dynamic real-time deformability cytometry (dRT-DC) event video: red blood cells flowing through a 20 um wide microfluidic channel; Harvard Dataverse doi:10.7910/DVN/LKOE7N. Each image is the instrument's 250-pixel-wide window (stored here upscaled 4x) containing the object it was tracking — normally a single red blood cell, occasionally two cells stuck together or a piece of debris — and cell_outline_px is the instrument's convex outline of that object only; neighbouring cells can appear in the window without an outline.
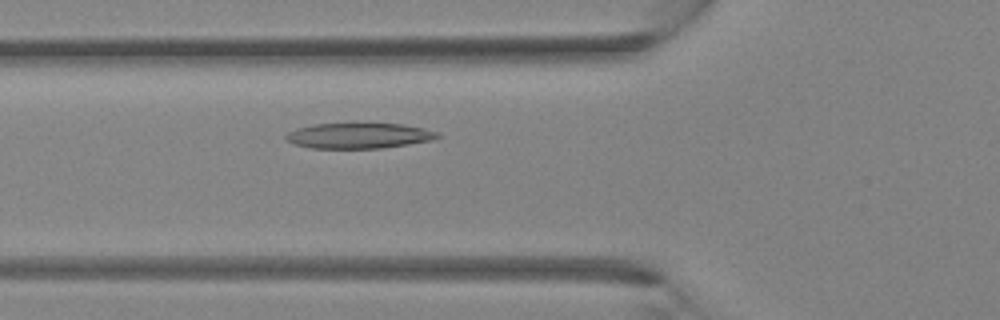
{"species": "Egyptian fruit bat (a non-hibernating species)", "species_latin": "Rousettus aegyptiacus", "temperature_condition": "room temperature", "stored_images_in_passage": 36, "camera_frame_rate_fps": 3000, "um_per_image_px": 0.085, "animal": {"sex": "female"}, "frame": {"image": 1, "passage_image": 11, "time_ms": 3.333, "image_size_px": [1000, 320], "cell_outline_px": [[440, 136], [432, 140], [408, 144], [380, 148], [312, 148], [296, 144], [284, 140], [284, 136], [288, 132], [296, 128], [316, 124], [356, 120], [368, 120], [404, 124], [424, 128], [440, 132]], "centroid_in_image_um": [30.52, 11.46], "position_along_channel_um": 95.3, "area_um2": 23.81}}
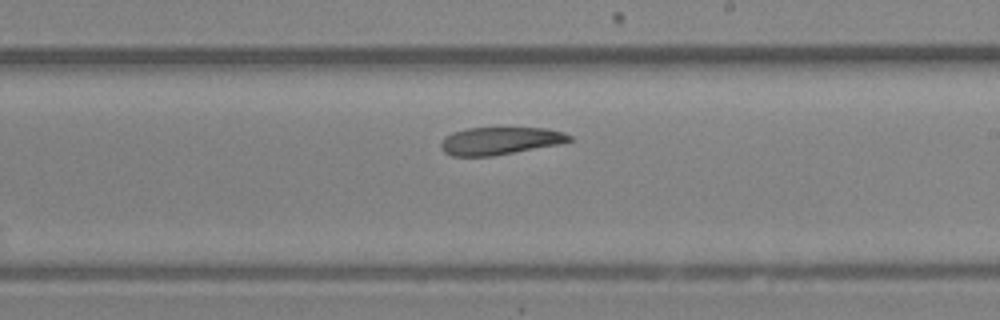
{"frame": {"image": 2, "passage_image": 20, "time_ms": 6.333, "image_size_px": [1000, 320], "cell_outline_px": [[572, 140], [560, 144], [492, 156], [452, 156], [444, 152], [440, 148], [440, 144], [444, 136], [452, 132], [468, 128], [544, 128], [564, 132], [572, 136]], "centroid_in_image_um": [42.47, 11.97], "position_along_channel_um": 246.5, "area_um2": 20.69}}
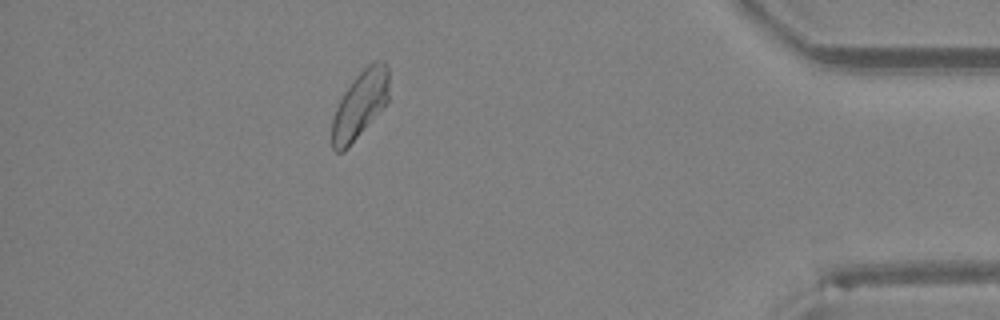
{"frame": {"image": 3, "passage_image": 32, "time_ms": 10.333, "image_size_px": [1000, 320], "cell_outline_px": [[388, 100], [348, 148], [344, 152], [336, 152], [332, 148], [332, 120], [336, 108], [344, 92], [352, 80], [368, 64], [376, 60], [384, 60], [388, 64]], "centroid_in_image_um": [30.59, 8.87], "position_along_channel_um": 404.6, "area_um2": 22.08}}